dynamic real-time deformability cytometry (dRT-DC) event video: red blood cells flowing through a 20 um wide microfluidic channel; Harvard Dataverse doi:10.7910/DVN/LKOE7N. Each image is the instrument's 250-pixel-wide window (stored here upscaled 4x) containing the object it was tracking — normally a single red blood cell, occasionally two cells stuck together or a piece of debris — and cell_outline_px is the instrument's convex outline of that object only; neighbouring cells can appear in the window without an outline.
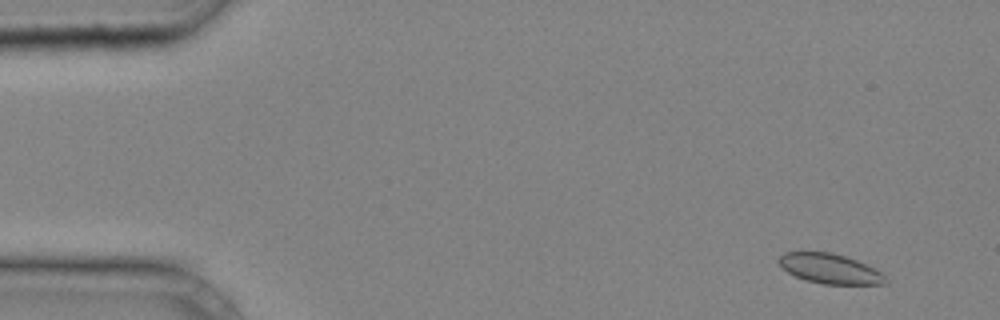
{"species": "common noctule bat (a hibernating species)", "species_latin": "Nyctalus noctula", "temperature_condition": "cold", "stored_images_in_passage": 39, "camera_frame_rate_fps": 3000, "um_per_image_px": 0.085, "animal": {"sex": "male", "body_mass_g": 20.4}, "frame": {"image": 1, "passage_image": 1, "time_ms": 0.0, "image_size_px": [1000, 320], "cell_outline_px": [[888, 284], [824, 284], [804, 280], [788, 272], [776, 260], [784, 252], [832, 252], [856, 260], [880, 272], [884, 276]], "centroid_in_image_um": [70.51, 22.84], "position_along_channel_um": 14.5, "area_um2": 18.32}}
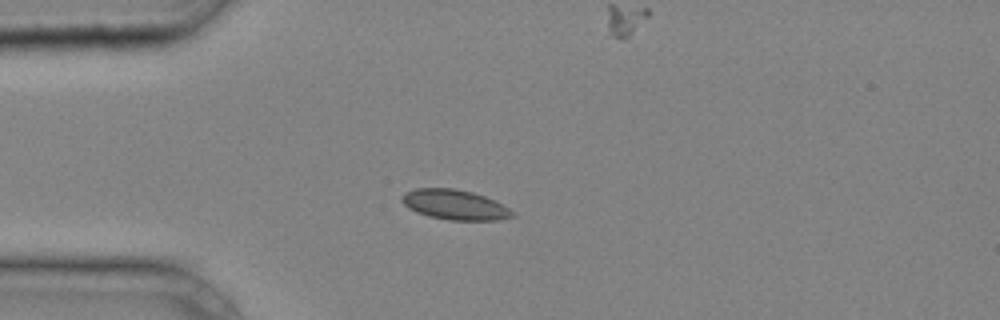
{"frame": {"image": 2, "passage_image": 9, "time_ms": 2.667, "image_size_px": [1000, 320], "cell_outline_px": [[516, 216], [500, 220], [448, 220], [428, 216], [416, 212], [408, 208], [400, 200], [400, 196], [404, 192], [416, 188], [452, 188], [472, 192], [484, 196], [508, 208]], "centroid_in_image_um": [38.6, 17.4], "position_along_channel_um": 46.4, "area_um2": 19.31}}
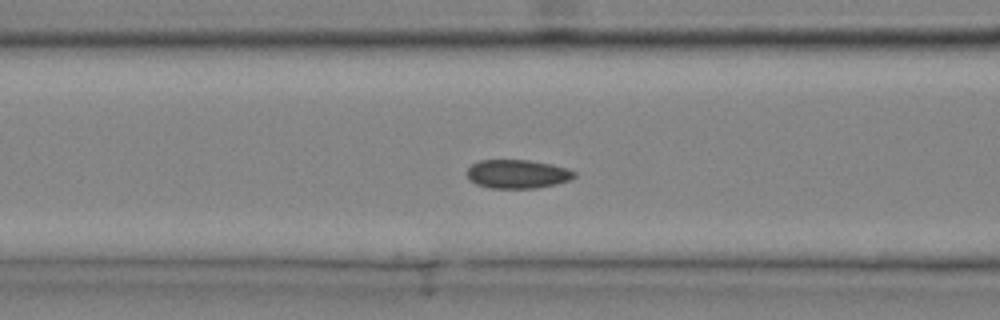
{"frame": {"image": 3, "passage_image": 15, "time_ms": 4.667, "image_size_px": [1000, 320], "cell_outline_px": [[576, 176], [568, 180], [556, 184], [536, 188], [492, 188], [476, 184], [468, 180], [468, 168], [472, 164], [480, 160], [528, 160], [552, 164], [568, 168], [576, 172]], "centroid_in_image_um": [43.99, 14.79], "position_along_channel_um": 122.6, "area_um2": 17.98}}